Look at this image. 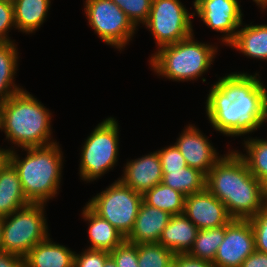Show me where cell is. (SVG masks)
I'll return each instance as SVG.
<instances>
[{
    "label": "cell",
    "mask_w": 267,
    "mask_h": 267,
    "mask_svg": "<svg viewBox=\"0 0 267 267\" xmlns=\"http://www.w3.org/2000/svg\"><path fill=\"white\" fill-rule=\"evenodd\" d=\"M104 267H117L116 263L114 262L113 258L111 256H109L104 264Z\"/></svg>",
    "instance_id": "ab89813d"
},
{
    "label": "cell",
    "mask_w": 267,
    "mask_h": 267,
    "mask_svg": "<svg viewBox=\"0 0 267 267\" xmlns=\"http://www.w3.org/2000/svg\"><path fill=\"white\" fill-rule=\"evenodd\" d=\"M174 256L160 243L138 244V267H172Z\"/></svg>",
    "instance_id": "83f0119b"
},
{
    "label": "cell",
    "mask_w": 267,
    "mask_h": 267,
    "mask_svg": "<svg viewBox=\"0 0 267 267\" xmlns=\"http://www.w3.org/2000/svg\"><path fill=\"white\" fill-rule=\"evenodd\" d=\"M162 165V173H169V170H181L187 167L185 158L176 145L164 147L157 151Z\"/></svg>",
    "instance_id": "1f68e13d"
},
{
    "label": "cell",
    "mask_w": 267,
    "mask_h": 267,
    "mask_svg": "<svg viewBox=\"0 0 267 267\" xmlns=\"http://www.w3.org/2000/svg\"><path fill=\"white\" fill-rule=\"evenodd\" d=\"M108 251L85 249L81 254L74 256V267H104Z\"/></svg>",
    "instance_id": "d6a6232c"
},
{
    "label": "cell",
    "mask_w": 267,
    "mask_h": 267,
    "mask_svg": "<svg viewBox=\"0 0 267 267\" xmlns=\"http://www.w3.org/2000/svg\"><path fill=\"white\" fill-rule=\"evenodd\" d=\"M185 158L189 167L196 168L205 175L223 157L218 156L216 149L195 125L189 124L174 143Z\"/></svg>",
    "instance_id": "5bb4252c"
},
{
    "label": "cell",
    "mask_w": 267,
    "mask_h": 267,
    "mask_svg": "<svg viewBox=\"0 0 267 267\" xmlns=\"http://www.w3.org/2000/svg\"><path fill=\"white\" fill-rule=\"evenodd\" d=\"M193 36L157 49L150 59L152 70L179 82L201 77L211 67L217 48L195 41Z\"/></svg>",
    "instance_id": "5b68a950"
},
{
    "label": "cell",
    "mask_w": 267,
    "mask_h": 267,
    "mask_svg": "<svg viewBox=\"0 0 267 267\" xmlns=\"http://www.w3.org/2000/svg\"><path fill=\"white\" fill-rule=\"evenodd\" d=\"M226 225L218 228L198 230L192 248L187 253L189 256L214 262V258L225 237Z\"/></svg>",
    "instance_id": "4316f807"
},
{
    "label": "cell",
    "mask_w": 267,
    "mask_h": 267,
    "mask_svg": "<svg viewBox=\"0 0 267 267\" xmlns=\"http://www.w3.org/2000/svg\"><path fill=\"white\" fill-rule=\"evenodd\" d=\"M84 10L94 33L107 45L119 50L124 49L138 29L111 0H85Z\"/></svg>",
    "instance_id": "30bf717a"
},
{
    "label": "cell",
    "mask_w": 267,
    "mask_h": 267,
    "mask_svg": "<svg viewBox=\"0 0 267 267\" xmlns=\"http://www.w3.org/2000/svg\"><path fill=\"white\" fill-rule=\"evenodd\" d=\"M127 15L135 27L147 22L152 0H111ZM139 24V25H138Z\"/></svg>",
    "instance_id": "f1b7e54d"
},
{
    "label": "cell",
    "mask_w": 267,
    "mask_h": 267,
    "mask_svg": "<svg viewBox=\"0 0 267 267\" xmlns=\"http://www.w3.org/2000/svg\"><path fill=\"white\" fill-rule=\"evenodd\" d=\"M7 155H8V149H2V148H0V167L7 160Z\"/></svg>",
    "instance_id": "74e56055"
},
{
    "label": "cell",
    "mask_w": 267,
    "mask_h": 267,
    "mask_svg": "<svg viewBox=\"0 0 267 267\" xmlns=\"http://www.w3.org/2000/svg\"><path fill=\"white\" fill-rule=\"evenodd\" d=\"M145 204L163 210L170 215H181L184 212L185 196L178 190L159 183L142 194Z\"/></svg>",
    "instance_id": "cb8c5ba5"
},
{
    "label": "cell",
    "mask_w": 267,
    "mask_h": 267,
    "mask_svg": "<svg viewBox=\"0 0 267 267\" xmlns=\"http://www.w3.org/2000/svg\"><path fill=\"white\" fill-rule=\"evenodd\" d=\"M172 215L142 201L134 226L125 238L130 243H158Z\"/></svg>",
    "instance_id": "2e32d148"
},
{
    "label": "cell",
    "mask_w": 267,
    "mask_h": 267,
    "mask_svg": "<svg viewBox=\"0 0 267 267\" xmlns=\"http://www.w3.org/2000/svg\"><path fill=\"white\" fill-rule=\"evenodd\" d=\"M58 143L23 148L26 157L20 159L16 151L8 148L7 160L17 170L24 194L31 203L46 204L60 188L62 157Z\"/></svg>",
    "instance_id": "277c9868"
},
{
    "label": "cell",
    "mask_w": 267,
    "mask_h": 267,
    "mask_svg": "<svg viewBox=\"0 0 267 267\" xmlns=\"http://www.w3.org/2000/svg\"><path fill=\"white\" fill-rule=\"evenodd\" d=\"M118 144V122L114 117L106 118L85 139L79 166L82 180L87 182L97 180L112 169L118 161Z\"/></svg>",
    "instance_id": "52a82bcc"
},
{
    "label": "cell",
    "mask_w": 267,
    "mask_h": 267,
    "mask_svg": "<svg viewBox=\"0 0 267 267\" xmlns=\"http://www.w3.org/2000/svg\"><path fill=\"white\" fill-rule=\"evenodd\" d=\"M2 235H3V217H0V251H3Z\"/></svg>",
    "instance_id": "f35d334b"
},
{
    "label": "cell",
    "mask_w": 267,
    "mask_h": 267,
    "mask_svg": "<svg viewBox=\"0 0 267 267\" xmlns=\"http://www.w3.org/2000/svg\"><path fill=\"white\" fill-rule=\"evenodd\" d=\"M162 183L187 196L206 187V175L196 168L187 166L181 170H169V173H163Z\"/></svg>",
    "instance_id": "d4e9b609"
},
{
    "label": "cell",
    "mask_w": 267,
    "mask_h": 267,
    "mask_svg": "<svg viewBox=\"0 0 267 267\" xmlns=\"http://www.w3.org/2000/svg\"><path fill=\"white\" fill-rule=\"evenodd\" d=\"M240 267H267V253L255 250Z\"/></svg>",
    "instance_id": "d590c367"
},
{
    "label": "cell",
    "mask_w": 267,
    "mask_h": 267,
    "mask_svg": "<svg viewBox=\"0 0 267 267\" xmlns=\"http://www.w3.org/2000/svg\"><path fill=\"white\" fill-rule=\"evenodd\" d=\"M199 0H194L193 2V6L198 2Z\"/></svg>",
    "instance_id": "ee69618b"
},
{
    "label": "cell",
    "mask_w": 267,
    "mask_h": 267,
    "mask_svg": "<svg viewBox=\"0 0 267 267\" xmlns=\"http://www.w3.org/2000/svg\"><path fill=\"white\" fill-rule=\"evenodd\" d=\"M192 17L194 13H189L180 0H152L144 25L151 31L159 49L194 34Z\"/></svg>",
    "instance_id": "9c48e42d"
},
{
    "label": "cell",
    "mask_w": 267,
    "mask_h": 267,
    "mask_svg": "<svg viewBox=\"0 0 267 267\" xmlns=\"http://www.w3.org/2000/svg\"><path fill=\"white\" fill-rule=\"evenodd\" d=\"M246 154L240 153L251 174L258 179L267 190V140L249 138L244 140Z\"/></svg>",
    "instance_id": "484cf974"
},
{
    "label": "cell",
    "mask_w": 267,
    "mask_h": 267,
    "mask_svg": "<svg viewBox=\"0 0 267 267\" xmlns=\"http://www.w3.org/2000/svg\"><path fill=\"white\" fill-rule=\"evenodd\" d=\"M82 216L88 221V235L91 246L87 249L111 252L119 246L125 237L107 220L96 214L87 204L82 210Z\"/></svg>",
    "instance_id": "ffe728a7"
},
{
    "label": "cell",
    "mask_w": 267,
    "mask_h": 267,
    "mask_svg": "<svg viewBox=\"0 0 267 267\" xmlns=\"http://www.w3.org/2000/svg\"><path fill=\"white\" fill-rule=\"evenodd\" d=\"M15 0H0V2H6V3H12L14 2Z\"/></svg>",
    "instance_id": "7bdbcfd3"
},
{
    "label": "cell",
    "mask_w": 267,
    "mask_h": 267,
    "mask_svg": "<svg viewBox=\"0 0 267 267\" xmlns=\"http://www.w3.org/2000/svg\"><path fill=\"white\" fill-rule=\"evenodd\" d=\"M260 8L267 9V0H253Z\"/></svg>",
    "instance_id": "60d3db41"
},
{
    "label": "cell",
    "mask_w": 267,
    "mask_h": 267,
    "mask_svg": "<svg viewBox=\"0 0 267 267\" xmlns=\"http://www.w3.org/2000/svg\"><path fill=\"white\" fill-rule=\"evenodd\" d=\"M2 131L6 140L22 148L48 146L51 141V113L26 90L1 103Z\"/></svg>",
    "instance_id": "3957f363"
},
{
    "label": "cell",
    "mask_w": 267,
    "mask_h": 267,
    "mask_svg": "<svg viewBox=\"0 0 267 267\" xmlns=\"http://www.w3.org/2000/svg\"><path fill=\"white\" fill-rule=\"evenodd\" d=\"M142 201L141 193L118 179L89 200L87 205L126 238L133 229Z\"/></svg>",
    "instance_id": "ba28073f"
},
{
    "label": "cell",
    "mask_w": 267,
    "mask_h": 267,
    "mask_svg": "<svg viewBox=\"0 0 267 267\" xmlns=\"http://www.w3.org/2000/svg\"><path fill=\"white\" fill-rule=\"evenodd\" d=\"M255 251V236L249 219H232L226 225L225 237L217 249L216 267H240Z\"/></svg>",
    "instance_id": "8fae6325"
},
{
    "label": "cell",
    "mask_w": 267,
    "mask_h": 267,
    "mask_svg": "<svg viewBox=\"0 0 267 267\" xmlns=\"http://www.w3.org/2000/svg\"><path fill=\"white\" fill-rule=\"evenodd\" d=\"M239 0H199L195 5L197 14L209 28L224 33L220 38L227 46L234 40L243 24ZM196 13V14H195Z\"/></svg>",
    "instance_id": "7c38bea8"
},
{
    "label": "cell",
    "mask_w": 267,
    "mask_h": 267,
    "mask_svg": "<svg viewBox=\"0 0 267 267\" xmlns=\"http://www.w3.org/2000/svg\"><path fill=\"white\" fill-rule=\"evenodd\" d=\"M228 152L206 175V188L233 219H249L267 205V190L236 150Z\"/></svg>",
    "instance_id": "7a4b0ae2"
},
{
    "label": "cell",
    "mask_w": 267,
    "mask_h": 267,
    "mask_svg": "<svg viewBox=\"0 0 267 267\" xmlns=\"http://www.w3.org/2000/svg\"><path fill=\"white\" fill-rule=\"evenodd\" d=\"M259 74L231 73L212 85L206 114L212 127L226 136H243L267 121V88Z\"/></svg>",
    "instance_id": "6da1fadb"
},
{
    "label": "cell",
    "mask_w": 267,
    "mask_h": 267,
    "mask_svg": "<svg viewBox=\"0 0 267 267\" xmlns=\"http://www.w3.org/2000/svg\"><path fill=\"white\" fill-rule=\"evenodd\" d=\"M12 26L16 28L13 4L0 2V42H13L8 36Z\"/></svg>",
    "instance_id": "836d02e7"
},
{
    "label": "cell",
    "mask_w": 267,
    "mask_h": 267,
    "mask_svg": "<svg viewBox=\"0 0 267 267\" xmlns=\"http://www.w3.org/2000/svg\"><path fill=\"white\" fill-rule=\"evenodd\" d=\"M249 221L255 236V250L267 253V205Z\"/></svg>",
    "instance_id": "4dcf8cb0"
},
{
    "label": "cell",
    "mask_w": 267,
    "mask_h": 267,
    "mask_svg": "<svg viewBox=\"0 0 267 267\" xmlns=\"http://www.w3.org/2000/svg\"><path fill=\"white\" fill-rule=\"evenodd\" d=\"M123 172L124 176L118 179L141 194L162 183L163 179L162 165L157 151L128 161Z\"/></svg>",
    "instance_id": "9a60e30c"
},
{
    "label": "cell",
    "mask_w": 267,
    "mask_h": 267,
    "mask_svg": "<svg viewBox=\"0 0 267 267\" xmlns=\"http://www.w3.org/2000/svg\"><path fill=\"white\" fill-rule=\"evenodd\" d=\"M75 252L49 237L36 244L24 258L25 267H74Z\"/></svg>",
    "instance_id": "d6986e66"
},
{
    "label": "cell",
    "mask_w": 267,
    "mask_h": 267,
    "mask_svg": "<svg viewBox=\"0 0 267 267\" xmlns=\"http://www.w3.org/2000/svg\"><path fill=\"white\" fill-rule=\"evenodd\" d=\"M172 267H216L212 262L200 260L188 254H175Z\"/></svg>",
    "instance_id": "e575fe53"
},
{
    "label": "cell",
    "mask_w": 267,
    "mask_h": 267,
    "mask_svg": "<svg viewBox=\"0 0 267 267\" xmlns=\"http://www.w3.org/2000/svg\"><path fill=\"white\" fill-rule=\"evenodd\" d=\"M183 214L198 230L222 227L233 219L225 205L206 187L202 191L185 196Z\"/></svg>",
    "instance_id": "4fadbf2b"
},
{
    "label": "cell",
    "mask_w": 267,
    "mask_h": 267,
    "mask_svg": "<svg viewBox=\"0 0 267 267\" xmlns=\"http://www.w3.org/2000/svg\"><path fill=\"white\" fill-rule=\"evenodd\" d=\"M109 254L117 267H138V244L124 240Z\"/></svg>",
    "instance_id": "f546056e"
},
{
    "label": "cell",
    "mask_w": 267,
    "mask_h": 267,
    "mask_svg": "<svg viewBox=\"0 0 267 267\" xmlns=\"http://www.w3.org/2000/svg\"><path fill=\"white\" fill-rule=\"evenodd\" d=\"M30 203L24 194L17 170L6 160L0 167V217L8 216Z\"/></svg>",
    "instance_id": "e0dca14e"
},
{
    "label": "cell",
    "mask_w": 267,
    "mask_h": 267,
    "mask_svg": "<svg viewBox=\"0 0 267 267\" xmlns=\"http://www.w3.org/2000/svg\"><path fill=\"white\" fill-rule=\"evenodd\" d=\"M14 42H0V103L23 90L14 84L18 50Z\"/></svg>",
    "instance_id": "603a6c76"
},
{
    "label": "cell",
    "mask_w": 267,
    "mask_h": 267,
    "mask_svg": "<svg viewBox=\"0 0 267 267\" xmlns=\"http://www.w3.org/2000/svg\"><path fill=\"white\" fill-rule=\"evenodd\" d=\"M0 130L2 131V107L0 103Z\"/></svg>",
    "instance_id": "b9f144b4"
},
{
    "label": "cell",
    "mask_w": 267,
    "mask_h": 267,
    "mask_svg": "<svg viewBox=\"0 0 267 267\" xmlns=\"http://www.w3.org/2000/svg\"><path fill=\"white\" fill-rule=\"evenodd\" d=\"M229 46L249 58L267 60V24L244 25Z\"/></svg>",
    "instance_id": "44dd1931"
},
{
    "label": "cell",
    "mask_w": 267,
    "mask_h": 267,
    "mask_svg": "<svg viewBox=\"0 0 267 267\" xmlns=\"http://www.w3.org/2000/svg\"><path fill=\"white\" fill-rule=\"evenodd\" d=\"M50 0H15L14 21L16 29L23 33L35 32L46 20Z\"/></svg>",
    "instance_id": "7402d4cb"
},
{
    "label": "cell",
    "mask_w": 267,
    "mask_h": 267,
    "mask_svg": "<svg viewBox=\"0 0 267 267\" xmlns=\"http://www.w3.org/2000/svg\"><path fill=\"white\" fill-rule=\"evenodd\" d=\"M0 267H25V261L21 256L0 251Z\"/></svg>",
    "instance_id": "8d00e7d4"
},
{
    "label": "cell",
    "mask_w": 267,
    "mask_h": 267,
    "mask_svg": "<svg viewBox=\"0 0 267 267\" xmlns=\"http://www.w3.org/2000/svg\"><path fill=\"white\" fill-rule=\"evenodd\" d=\"M44 203H30L3 217V251L23 258L49 237Z\"/></svg>",
    "instance_id": "8992f818"
},
{
    "label": "cell",
    "mask_w": 267,
    "mask_h": 267,
    "mask_svg": "<svg viewBox=\"0 0 267 267\" xmlns=\"http://www.w3.org/2000/svg\"><path fill=\"white\" fill-rule=\"evenodd\" d=\"M198 228L184 214L171 216L158 241L174 254H187L192 248Z\"/></svg>",
    "instance_id": "ac0fdd59"
}]
</instances>
